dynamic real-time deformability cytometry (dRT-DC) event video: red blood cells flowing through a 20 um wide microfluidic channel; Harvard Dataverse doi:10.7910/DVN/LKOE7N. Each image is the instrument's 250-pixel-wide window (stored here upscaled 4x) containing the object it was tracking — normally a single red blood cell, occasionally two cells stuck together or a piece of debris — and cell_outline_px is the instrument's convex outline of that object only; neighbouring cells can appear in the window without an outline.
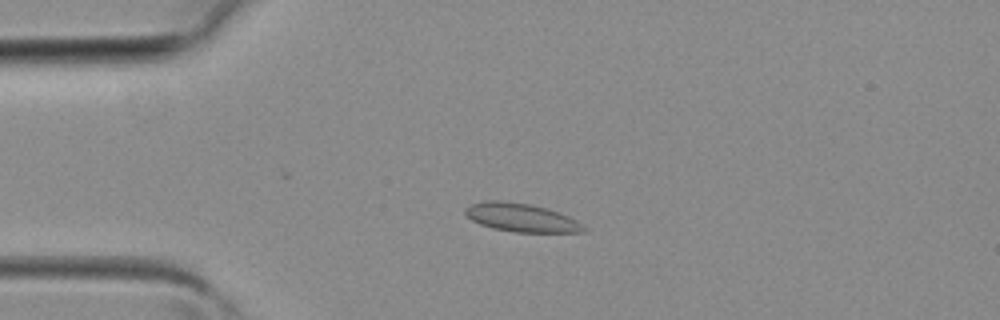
{"species": "common noctule bat (a hibernating species)", "species_latin": "Nyctalus noctula", "temperature_condition": "room temperature", "stored_images_in_passage": 3, "camera_frame_rate_fps": 3000, "um_per_image_px": 0.085, "animal": {"sex": "female", "body_mass_g": 19.3, "forearm_length_mm": 54.1}, "frame": {"image": 1, "passage_image": 2, "time_ms": 0.333, "image_size_px": [1000, 320], "cell_outline_px": [[588, 232], [512, 232], [492, 228], [480, 224], [472, 220], [464, 212], [464, 208], [468, 204], [484, 200], [504, 200], [528, 204], [548, 208], [568, 216], [576, 220], [588, 228]], "centroid_in_image_um": [44.29, 18.49], "position_along_channel_um": 40.7, "area_um2": 19.88}}